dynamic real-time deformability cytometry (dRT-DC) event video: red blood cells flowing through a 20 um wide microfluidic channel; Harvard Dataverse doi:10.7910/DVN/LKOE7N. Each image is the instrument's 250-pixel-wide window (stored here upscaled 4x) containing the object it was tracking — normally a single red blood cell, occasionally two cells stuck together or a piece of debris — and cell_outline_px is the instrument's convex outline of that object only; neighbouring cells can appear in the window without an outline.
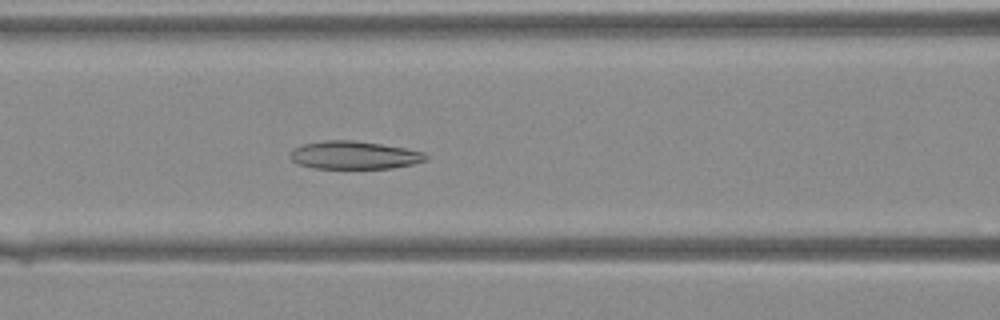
{"species": "Egyptian fruit bat (a non-hibernating species)", "species_latin": "Rousettus aegyptiacus", "temperature_condition": "warm", "stored_images_in_passage": 33, "camera_frame_rate_fps": 3000, "um_per_image_px": 0.085, "animal": {"sex": "female"}, "frame": {"image": 1, "passage_image": 10, "time_ms": 3.0, "image_size_px": [1000, 320], "cell_outline_px": [[428, 160], [412, 164], [392, 168], [312, 168], [296, 164], [288, 156], [288, 152], [292, 148], [304, 144], [324, 140], [352, 140], [380, 144], [404, 148], [424, 152], [428, 156]], "centroid_in_image_um": [30.05, 13.19], "position_along_channel_um": 136.6, "area_um2": 22.25}}
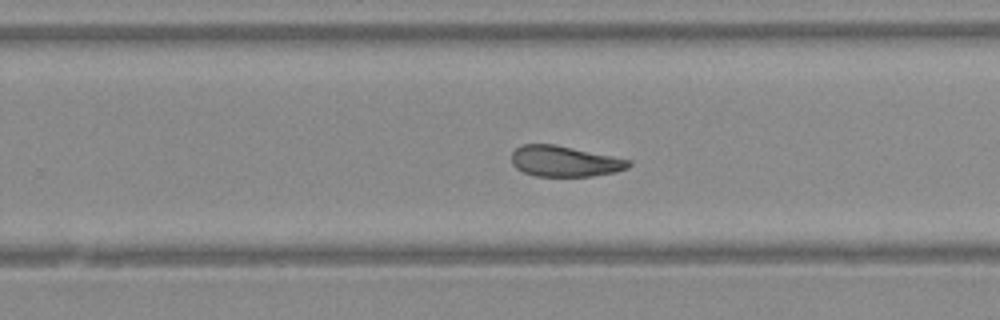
{"frame": {"image": 2, "passage_image": 19, "time_ms": 6.0, "image_size_px": [1000, 320], "cell_outline_px": [[632, 164], [628, 168], [616, 172], [592, 176], [536, 176], [524, 172], [516, 168], [512, 164], [512, 152], [516, 148], [524, 144], [556, 144], [632, 160]], "centroid_in_image_um": [48.02, 13.7], "position_along_channel_um": 281.8, "area_um2": 21.1}}
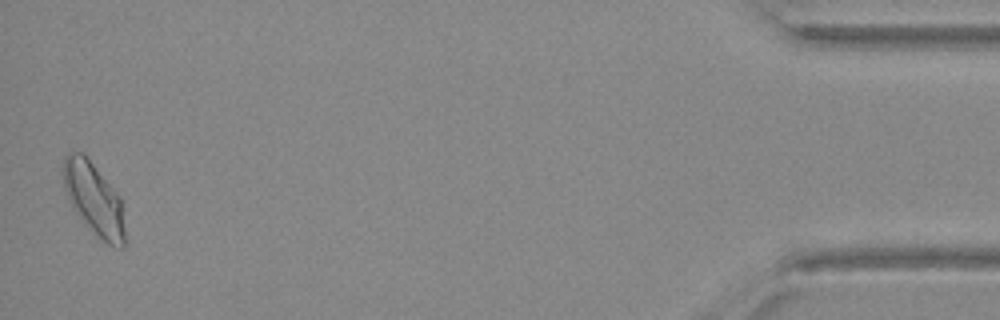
{"frame": {"image": 3, "passage_image": 33, "time_ms": 10.667, "image_size_px": [1000, 320], "cell_outline_px": [[124, 248], [120, 248], [108, 244], [96, 236], [76, 212], [68, 200], [64, 188], [60, 172], [64, 156], [68, 152], [80, 152], [92, 164], [120, 196], [124, 228]], "centroid_in_image_um": [7.93, 16.9], "position_along_channel_um": 427.3, "area_um2": 25.78}}